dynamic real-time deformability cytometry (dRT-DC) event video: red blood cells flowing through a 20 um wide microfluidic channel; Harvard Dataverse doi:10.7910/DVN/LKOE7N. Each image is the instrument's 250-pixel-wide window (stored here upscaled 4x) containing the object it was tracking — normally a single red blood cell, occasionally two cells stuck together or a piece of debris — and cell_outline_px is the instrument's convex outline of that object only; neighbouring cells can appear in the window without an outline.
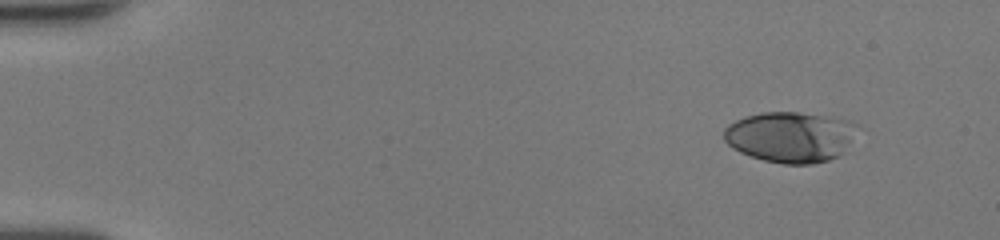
{"species": "human", "species_latin": "Homo sapiens", "temperature_condition": "room temperature", "stored_images_in_passage": 45, "camera_frame_rate_fps": 3000, "um_per_image_px": 0.085, "donor": {"sex": "female"}, "frame": {"image": 1, "passage_image": 1, "time_ms": 0.0, "image_size_px": [1000, 240], "cell_outline_px": [[856, 124], [844, 152], [828, 160], [812, 164], [784, 164], [764, 160], [740, 152], [732, 148], [724, 140], [724, 128], [728, 124], [744, 116], [760, 112], [800, 112], [852, 120]], "centroid_in_image_um": [67.13, 11.62], "position_along_channel_um": 17.9, "area_um2": 39.19}}
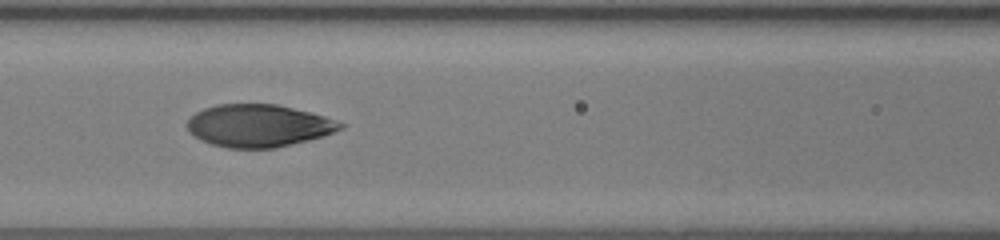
{"frame": {"image": 2, "passage_image": 19, "time_ms": 6.0, "image_size_px": [1000, 240], "cell_outline_px": [[344, 128], [324, 136], [276, 148], [228, 148], [212, 144], [188, 132], [188, 120], [196, 112], [204, 108], [216, 104], [276, 104], [324, 116], [344, 124]], "centroid_in_image_um": [21.98, 10.68], "position_along_channel_um": 144.6, "area_um2": 37.63}}
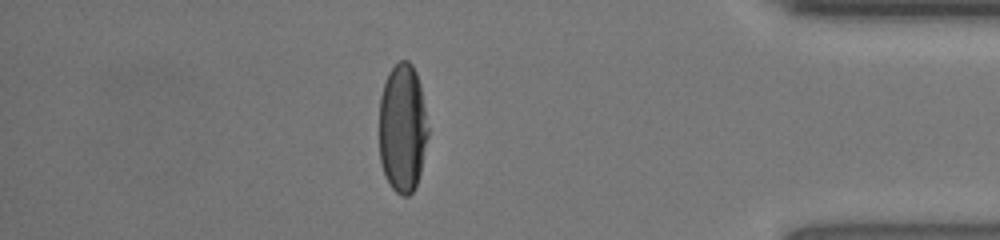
{"frame": {"image": 3, "passage_image": 39, "time_ms": 12.667, "image_size_px": [1000, 240], "cell_outline_px": [[428, 136], [420, 172], [416, 184], [412, 192], [408, 196], [400, 196], [392, 188], [384, 176], [380, 164], [380, 96], [388, 72], [400, 60], [408, 60], [412, 64], [416, 72], [420, 84], [428, 128]], "centroid_in_image_um": [34.21, 10.9], "position_along_channel_um": 401.0, "area_um2": 36.76}, "authors_computed_cell_mechanics": {"area_um2": 38.4948, "velocity_mm_per_s": 4.3111, "shape_relaxation_time_tau1_ms": 4.2704, "shape_relaxation_time_tau2_ms": 0.7595, "deformation_change_tau1": 0.2121, "deformation_change_tau2": 0.0504}}